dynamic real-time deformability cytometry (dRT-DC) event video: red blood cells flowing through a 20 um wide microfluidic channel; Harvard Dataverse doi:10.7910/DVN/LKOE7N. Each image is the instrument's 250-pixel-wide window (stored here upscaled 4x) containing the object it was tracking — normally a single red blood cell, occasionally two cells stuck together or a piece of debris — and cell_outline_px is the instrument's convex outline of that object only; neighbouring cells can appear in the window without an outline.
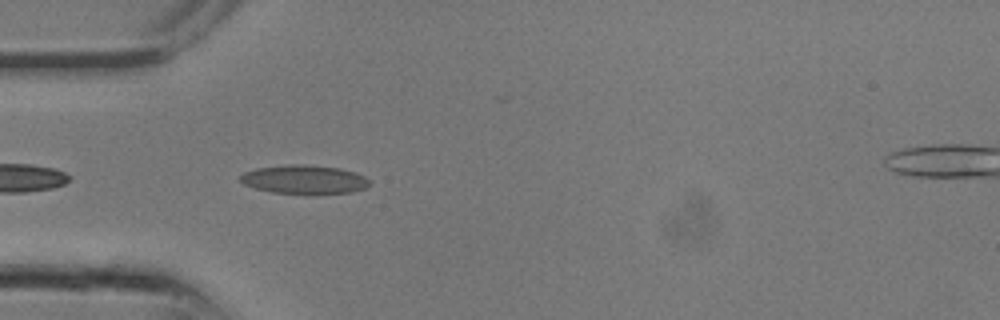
{"species": "common noctule bat (a hibernating species)", "species_latin": "Nyctalus noctula", "temperature_condition": "room temperature", "stored_images_in_passage": 9, "camera_frame_rate_fps": 3000, "um_per_image_px": 0.085, "animal": {"sex": "male", "body_mass_g": 13.3}, "frame": {"image": 1, "passage_image": 8, "time_ms": 2.333, "image_size_px": [1000, 320], "cell_outline_px": [[372, 180], [364, 188], [352, 192], [312, 196], [272, 192], [256, 188], [244, 184], [240, 180], [240, 176], [244, 172], [256, 168], [284, 164], [304, 164], [340, 168], [356, 172]], "centroid_in_image_um": [25.89, 15.28], "position_along_channel_um": 59.1, "area_um2": 22.37}}